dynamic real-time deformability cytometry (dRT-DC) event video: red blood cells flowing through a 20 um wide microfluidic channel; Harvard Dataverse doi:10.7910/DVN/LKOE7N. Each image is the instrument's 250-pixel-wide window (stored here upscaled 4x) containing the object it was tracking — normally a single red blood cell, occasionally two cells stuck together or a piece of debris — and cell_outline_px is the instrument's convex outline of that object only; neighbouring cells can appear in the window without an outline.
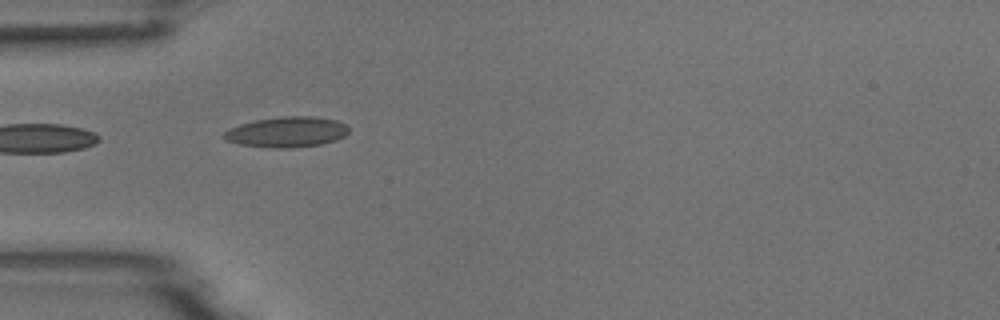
{"species": "common noctule bat (a hibernating species)", "species_latin": "Nyctalus noctula", "temperature_condition": "room temperature", "stored_images_in_passage": 5, "camera_frame_rate_fps": 3000, "um_per_image_px": 0.085, "animal": {"sex": "male", "body_mass_g": 18.8}, "frame": {"image": 1, "passage_image": 4, "time_ms": 4.667, "image_size_px": [1000, 320], "cell_outline_px": [[348, 132], [344, 136], [336, 140], [320, 144], [292, 148], [268, 148], [240, 144], [228, 140], [220, 136], [228, 128], [240, 124], [256, 120], [280, 116], [312, 116], [336, 120], [344, 124], [348, 128]], "centroid_in_image_um": [24.35, 11.22], "position_along_channel_um": 60.6, "area_um2": 22.2}}